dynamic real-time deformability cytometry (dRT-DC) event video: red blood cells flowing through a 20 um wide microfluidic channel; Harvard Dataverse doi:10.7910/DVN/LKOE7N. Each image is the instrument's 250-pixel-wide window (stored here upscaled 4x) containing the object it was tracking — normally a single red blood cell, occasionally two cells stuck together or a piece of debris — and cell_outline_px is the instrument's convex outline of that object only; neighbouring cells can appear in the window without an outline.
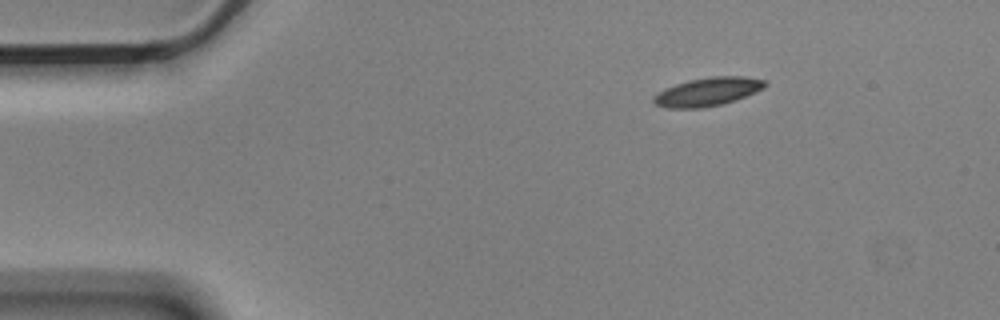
{"species": "Egyptian fruit bat (a non-hibernating species)", "species_latin": "Rousettus aegyptiacus", "temperature_condition": "cold", "stored_images_in_passage": 49, "camera_frame_rate_fps": 3000, "um_per_image_px": 0.085, "animal": {"sex": "male"}, "frame": {"image": 1, "passage_image": 1, "time_ms": 0.0, "image_size_px": [1000, 320], "cell_outline_px": [[768, 84], [764, 88], [736, 100], [724, 104], [704, 108], [664, 108], [656, 104], [652, 100], [652, 96], [656, 92], [664, 88], [688, 80], [712, 76], [744, 76], [764, 80]], "centroid_in_image_um": [60.12, 7.8], "position_along_channel_um": 24.9, "area_um2": 18.73}}
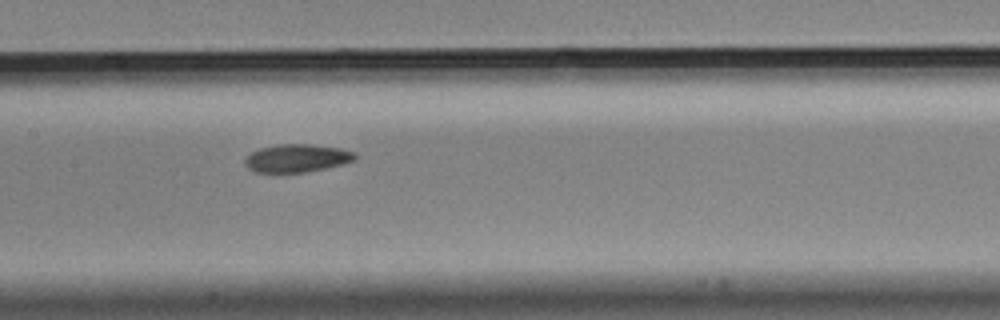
{"frame": {"image": 2, "passage_image": 20, "time_ms": 6.333, "image_size_px": [1000, 320], "cell_outline_px": [[356, 160], [344, 164], [308, 172], [256, 172], [248, 168], [244, 164], [244, 160], [252, 152], [260, 148], [280, 144], [312, 144], [340, 148], [356, 152]], "centroid_in_image_um": [25.28, 13.44], "position_along_channel_um": 182.1, "area_um2": 18.03}}
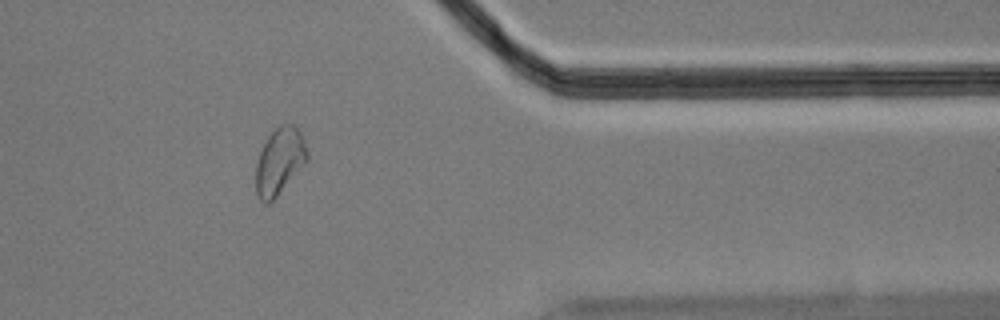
{"frame": {"image": 3, "passage_image": 39, "time_ms": 12.667, "image_size_px": [1000, 320], "cell_outline_px": [[308, 160], [276, 196], [268, 204], [264, 204], [256, 196], [256, 164], [260, 152], [268, 136], [280, 124], [292, 124], [300, 132], [304, 140], [308, 152]], "centroid_in_image_um": [23.75, 13.71], "position_along_channel_um": 387.6, "area_um2": 19.71}, "authors_computed_cell_mechanics": {"area_um2": 18.5538, "velocity_mm_per_s": 3.5244, "shape_relaxation_time_tau1_ms": 3.4283, "shape_relaxation_time_tau2_ms": 3.696, "deformation_change_tau1": 0.1124, "deformation_change_tau2": 0.085}}